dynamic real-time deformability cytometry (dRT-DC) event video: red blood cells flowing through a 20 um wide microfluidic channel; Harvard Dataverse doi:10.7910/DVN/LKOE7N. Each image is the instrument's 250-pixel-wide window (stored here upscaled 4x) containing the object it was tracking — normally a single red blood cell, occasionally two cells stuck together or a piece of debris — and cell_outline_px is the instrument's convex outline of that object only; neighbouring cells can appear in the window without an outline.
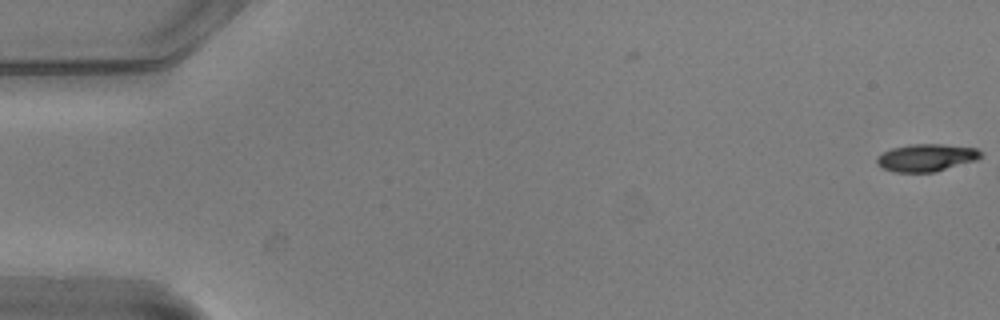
{"species": "common noctule bat (a hibernating species)", "species_latin": "Nyctalus noctula", "temperature_condition": "warm", "stored_images_in_passage": 16, "camera_frame_rate_fps": 3000, "um_per_image_px": 0.085, "animal": {"sex": "male", "body_mass_g": 20.5, "forearm_length_mm": 52.5}, "frame": {"image": 1, "passage_image": 1, "time_ms": 0.0, "image_size_px": [1000, 320], "cell_outline_px": [[984, 156], [976, 160], [936, 172], [892, 172], [876, 164], [876, 156], [892, 148], [912, 144], [940, 144], [976, 148], [984, 152]], "centroid_in_image_um": [78.76, 13.4], "position_along_channel_um": 6.2, "area_um2": 16.76}}
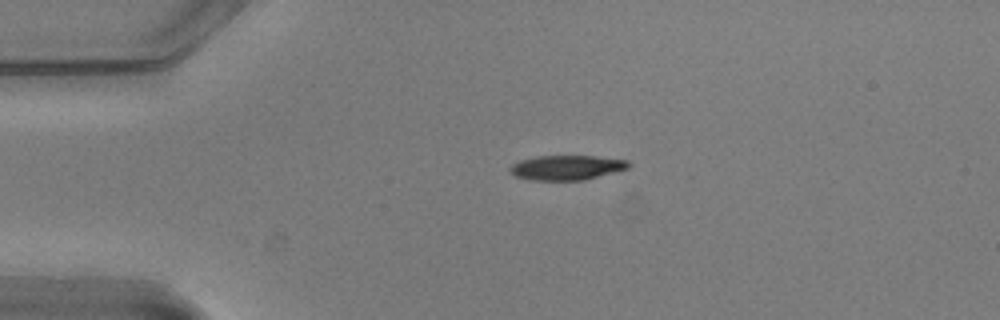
{"frame": {"image": 2, "passage_image": 13, "time_ms": 4.0, "image_size_px": [1000, 320], "cell_outline_px": [[632, 164], [628, 168], [584, 180], [532, 180], [516, 176], [508, 168], [512, 164], [520, 160], [536, 156], [596, 156], [628, 160]], "centroid_in_image_um": [48.18, 14.23], "position_along_channel_um": 36.8, "area_um2": 16.99}}